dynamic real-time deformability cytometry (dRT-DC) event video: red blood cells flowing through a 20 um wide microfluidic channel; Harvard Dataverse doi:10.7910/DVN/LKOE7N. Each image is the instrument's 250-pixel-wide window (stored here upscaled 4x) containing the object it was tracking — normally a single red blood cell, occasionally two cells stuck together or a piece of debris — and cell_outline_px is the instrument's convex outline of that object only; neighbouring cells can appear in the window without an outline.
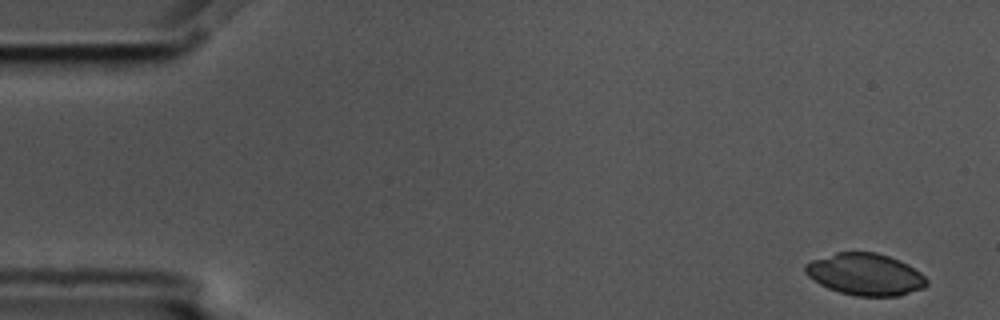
{"species": "common noctule bat (a hibernating species)", "species_latin": "Nyctalus noctula", "temperature_condition": "cold", "stored_images_in_passage": 4, "camera_frame_rate_fps": 3000, "um_per_image_px": 0.085, "animal": {"sex": "male", "body_mass_g": 17.5, "forearm_length_mm": 52.3}, "frame": {"image": 1, "passage_image": 1, "time_ms": 0.0, "image_size_px": [1000, 320], "cell_outline_px": [[928, 284], [924, 288], [900, 296], [856, 296], [840, 292], [828, 288], [820, 284], [808, 276], [804, 272], [804, 264], [812, 260], [836, 252], [876, 252], [900, 260], [908, 264], [920, 272], [928, 280]], "centroid_in_image_um": [73.56, 23.32], "position_along_channel_um": 11.4, "area_um2": 29.77}}